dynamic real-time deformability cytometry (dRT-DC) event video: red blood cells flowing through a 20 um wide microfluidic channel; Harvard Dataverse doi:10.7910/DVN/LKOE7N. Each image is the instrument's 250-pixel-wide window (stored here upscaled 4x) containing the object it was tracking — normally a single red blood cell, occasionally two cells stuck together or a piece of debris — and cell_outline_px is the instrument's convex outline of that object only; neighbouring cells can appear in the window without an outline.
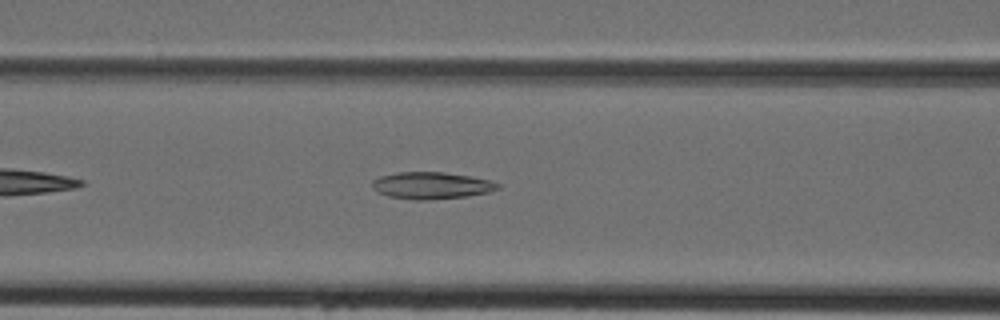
{"species": "Egyptian fruit bat (a non-hibernating species)", "species_latin": "Rousettus aegyptiacus", "temperature_condition": "cold", "stored_images_in_passage": 5, "camera_frame_rate_fps": 3000, "um_per_image_px": 0.085, "animal": {"sex": "female"}, "frame": {"image": 1, "passage_image": 4, "time_ms": 1.0, "image_size_px": [1000, 320], "cell_outline_px": [[500, 188], [488, 192], [468, 196], [424, 200], [416, 200], [388, 196], [376, 192], [372, 188], [372, 180], [380, 176], [396, 172], [444, 172], [472, 176], [488, 180], [500, 184]], "centroid_in_image_um": [36.64, 15.76], "position_along_channel_um": 130.0, "area_um2": 19.77}}